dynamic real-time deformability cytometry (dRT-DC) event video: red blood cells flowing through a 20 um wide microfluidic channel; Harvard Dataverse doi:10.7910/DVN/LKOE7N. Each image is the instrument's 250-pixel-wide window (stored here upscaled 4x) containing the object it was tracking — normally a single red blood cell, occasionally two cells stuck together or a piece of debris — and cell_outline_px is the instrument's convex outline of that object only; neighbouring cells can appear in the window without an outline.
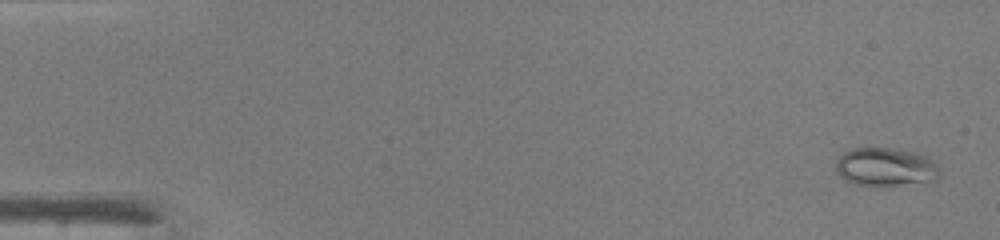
{"species": "common noctule bat (a hibernating species)", "species_latin": "Nyctalus noctula", "temperature_condition": "warm", "stored_images_in_passage": 48, "camera_frame_rate_fps": 3000, "um_per_image_px": 0.085, "animal": {"sex": "male", "body_mass_g": 19.0, "forearm_length_mm": 50.8}, "frame": {"image": 1, "passage_image": 2, "time_ms": 0.333, "image_size_px": [1000, 240], "cell_outline_px": [[940, 176], [924, 180], [896, 184], [856, 184], [844, 180], [836, 172], [836, 156], [852, 148], [900, 148], [916, 152], [928, 156], [940, 168]], "centroid_in_image_um": [75.22, 14.13], "position_along_channel_um": 9.8, "area_um2": 22.89}}
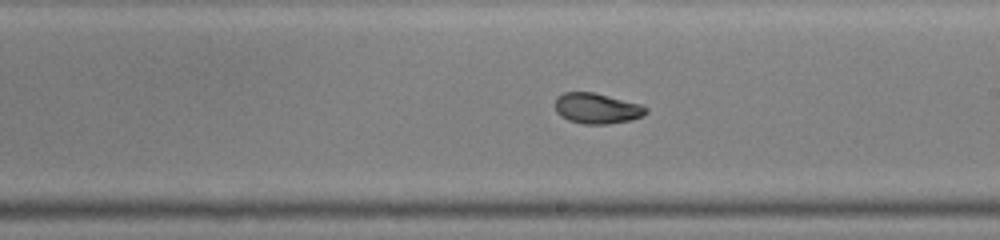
{"frame": {"image": 2, "passage_image": 28, "time_ms": 9.0, "image_size_px": [1000, 240], "cell_outline_px": [[648, 112], [632, 120], [608, 124], [584, 124], [568, 120], [560, 116], [556, 112], [556, 96], [564, 92], [592, 92], [640, 104], [648, 108]], "centroid_in_image_um": [50.72, 9.22], "position_along_channel_um": 238.3, "area_um2": 16.13}}
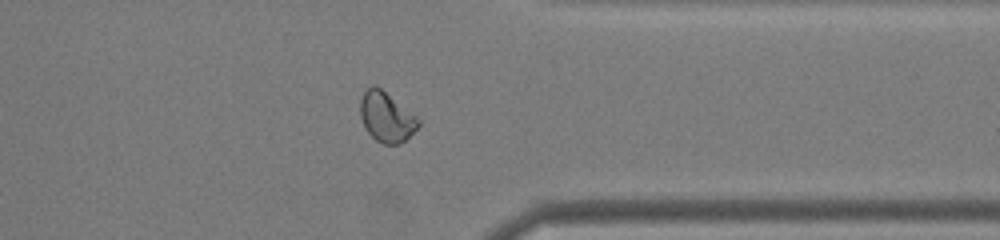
{"frame": {"image": 3, "passage_image": 38, "time_ms": 12.333, "image_size_px": [1000, 240], "cell_outline_px": [[420, 124], [400, 144], [384, 144], [376, 140], [364, 128], [360, 116], [360, 100], [364, 92], [372, 84], [376, 84], [416, 116], [420, 120]], "centroid_in_image_um": [32.81, 9.93], "position_along_channel_um": 378.6, "area_um2": 16.76}, "authors_computed_cell_mechanics": {"area_um2": 17.7735, "velocity_mm_per_s": 4.3182, "shape_relaxation_time_tau1_ms": 6.6708, "shape_relaxation_time_tau2_ms": 1.4796, "deformation_change_tau1": 0.1487, "deformation_change_tau2": 0.0541}}